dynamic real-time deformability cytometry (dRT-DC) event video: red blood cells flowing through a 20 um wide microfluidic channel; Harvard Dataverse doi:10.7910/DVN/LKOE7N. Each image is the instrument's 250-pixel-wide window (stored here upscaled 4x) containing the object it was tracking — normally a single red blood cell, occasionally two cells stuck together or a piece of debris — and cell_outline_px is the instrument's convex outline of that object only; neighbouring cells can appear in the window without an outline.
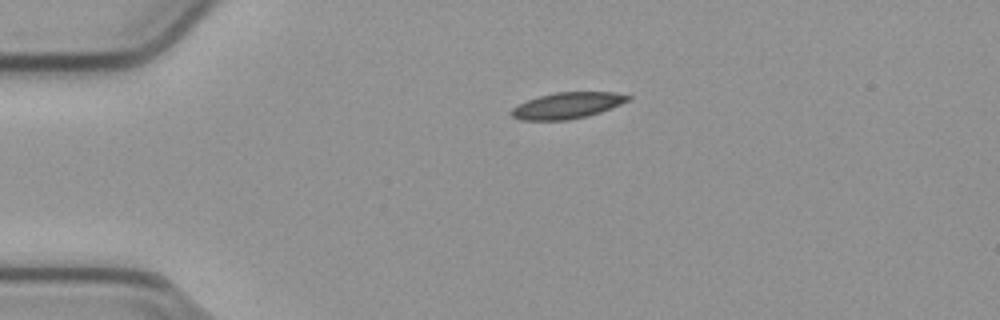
{"species": "common noctule bat (a hibernating species)", "species_latin": "Nyctalus noctula", "temperature_condition": "cold", "stored_images_in_passage": 35, "camera_frame_rate_fps": 3000, "um_per_image_px": 0.085, "animal": {"sex": "male", "body_mass_g": 23.1, "forearm_length_mm": 52.7}, "frame": {"image": 1, "passage_image": 1, "time_ms": 0.0, "image_size_px": [1000, 320], "cell_outline_px": [[632, 100], [600, 112], [588, 116], [568, 120], [520, 120], [512, 116], [508, 112], [516, 104], [540, 96], [556, 92], [616, 92], [632, 96]], "centroid_in_image_um": [48.22, 8.97], "position_along_channel_um": 36.8, "area_um2": 17.98}}
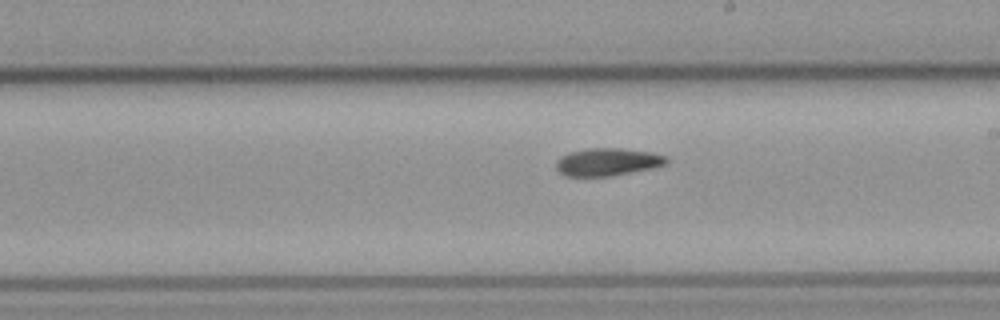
{"frame": {"image": 2, "passage_image": 20, "time_ms": 6.333, "image_size_px": [1000, 320], "cell_outline_px": [[668, 164], [652, 168], [612, 176], [564, 176], [556, 168], [556, 160], [560, 156], [568, 152], [588, 148], [620, 148], [652, 152], [668, 156]], "centroid_in_image_um": [51.65, 13.76], "position_along_channel_um": 237.4, "area_um2": 18.03}}
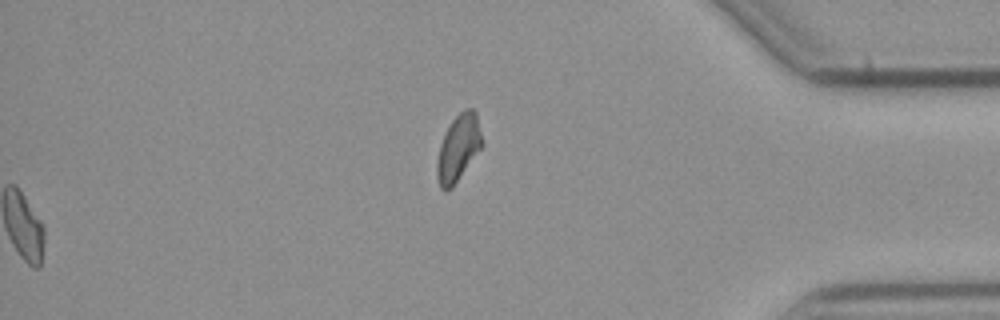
{"frame": {"image": 3, "passage_image": 35, "time_ms": 11.333, "image_size_px": [1000, 320], "cell_outline_px": [[484, 144], [452, 188], [440, 188], [436, 176], [436, 164], [440, 144], [452, 120], [464, 108], [472, 108], [476, 112]], "centroid_in_image_um": [38.97, 12.56], "position_along_channel_um": 396.2, "area_um2": 17.34}}